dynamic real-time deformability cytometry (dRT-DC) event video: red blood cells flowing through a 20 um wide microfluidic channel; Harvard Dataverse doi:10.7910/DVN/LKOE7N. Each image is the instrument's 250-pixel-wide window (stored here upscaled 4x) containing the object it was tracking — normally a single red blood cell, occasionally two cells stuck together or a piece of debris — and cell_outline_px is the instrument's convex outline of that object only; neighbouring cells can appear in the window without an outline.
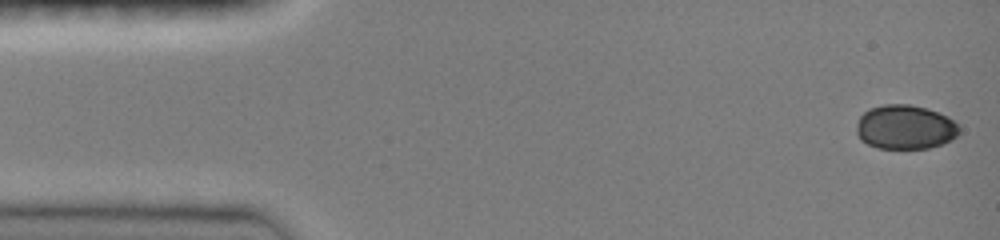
{"species": "common noctule bat (a hibernating species)", "species_latin": "Nyctalus noctula", "temperature_condition": "room temperature", "stored_images_in_passage": 25, "camera_frame_rate_fps": 3000, "um_per_image_px": 0.085, "animal": {"sex": "female", "body_mass_g": 19.0, "forearm_length_mm": 51.5}, "frame": {"image": 1, "passage_image": 1, "time_ms": 0.0, "image_size_px": [1000, 240], "cell_outline_px": [[960, 132], [952, 140], [944, 144], [928, 148], [876, 148], [860, 140], [856, 132], [856, 124], [860, 116], [868, 108], [884, 104], [912, 104], [928, 108], [948, 116], [960, 128]], "centroid_in_image_um": [76.93, 10.8], "position_along_channel_um": 8.1, "area_um2": 26.88}}
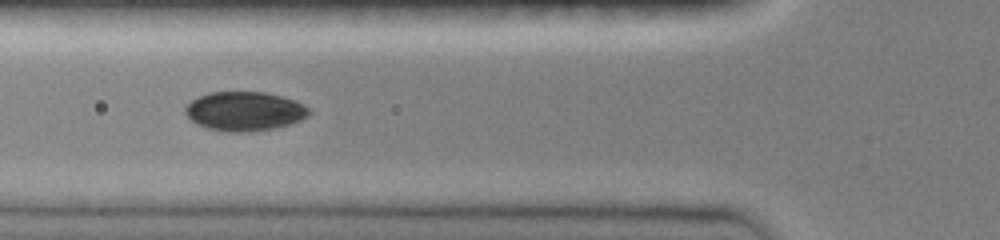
{"frame": {"image": 2, "passage_image": 17, "time_ms": 5.333, "image_size_px": [1000, 240], "cell_outline_px": [[312, 112], [308, 116], [300, 120], [276, 128], [252, 132], [224, 132], [208, 128], [196, 124], [184, 112], [184, 108], [192, 100], [208, 92], [264, 92], [296, 100], [304, 104]], "centroid_in_image_um": [20.8, 9.46], "position_along_channel_um": 105.0, "area_um2": 28.38}}
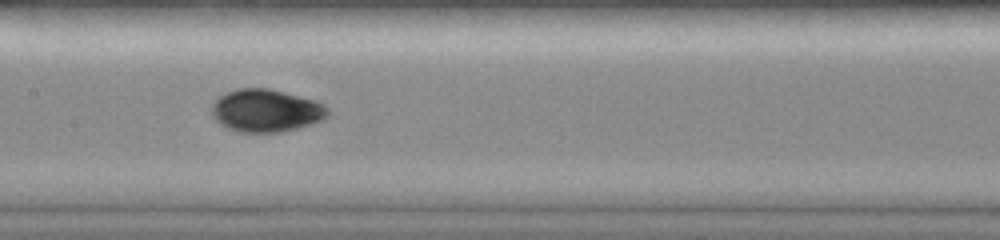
{"frame": {"image": 3, "passage_image": 24, "time_ms": 7.333, "image_size_px": [1000, 240], "cell_outline_px": [[328, 116], [312, 124], [280, 132], [240, 132], [228, 128], [220, 124], [212, 116], [212, 100], [224, 92], [240, 88], [268, 88], [316, 100], [324, 104], [328, 108]], "centroid_in_image_um": [22.58, 9.39], "position_along_channel_um": 184.8, "area_um2": 29.02}}